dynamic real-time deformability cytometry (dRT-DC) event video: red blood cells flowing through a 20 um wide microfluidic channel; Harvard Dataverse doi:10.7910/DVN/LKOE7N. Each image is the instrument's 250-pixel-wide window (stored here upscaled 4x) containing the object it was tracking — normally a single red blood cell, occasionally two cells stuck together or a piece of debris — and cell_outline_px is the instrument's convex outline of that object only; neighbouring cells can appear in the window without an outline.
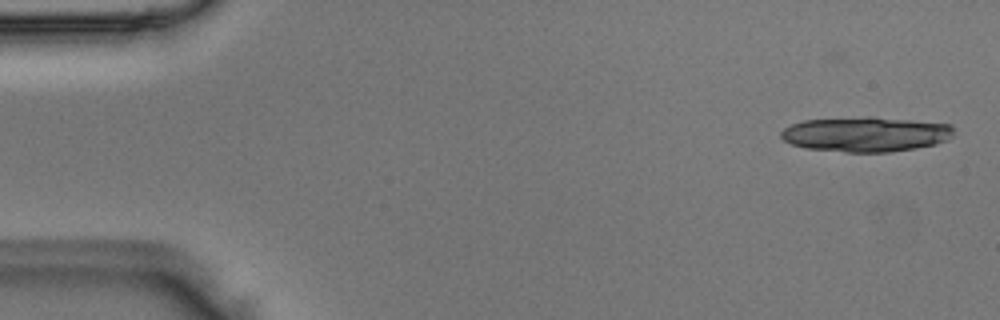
{"species": "Egyptian fruit bat (a non-hibernating species)", "species_latin": "Rousettus aegyptiacus", "temperature_condition": "room temperature", "stored_images_in_passage": 24, "camera_frame_rate_fps": 3000, "um_per_image_px": 0.085, "animal": {"sex": "male"}, "frame": {"image": 1, "passage_image": 2, "time_ms": 0.333, "image_size_px": [1000, 320], "cell_outline_px": [[952, 136], [948, 140], [936, 144], [916, 148], [888, 152], [844, 152], [804, 148], [792, 144], [784, 140], [780, 136], [780, 132], [784, 128], [792, 124], [804, 120], [864, 116], [872, 116], [952, 124]], "centroid_in_image_um": [73.58, 11.4], "position_along_channel_um": 11.4, "area_um2": 35.43}}
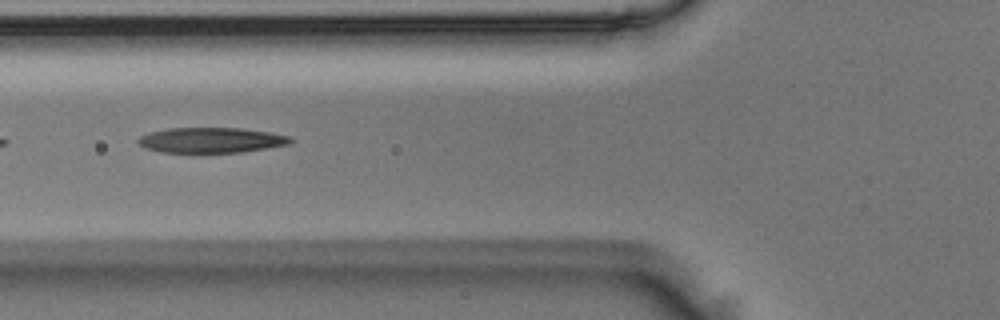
{"frame": {"image": 2, "passage_image": 19, "time_ms": 6.0, "image_size_px": [1000, 320], "cell_outline_px": [[296, 140], [292, 144], [244, 152], [160, 152], [144, 148], [136, 140], [140, 136], [148, 132], [168, 128], [240, 128], [272, 132], [292, 136]], "centroid_in_image_um": [18.02, 11.91], "position_along_channel_um": 107.8, "area_um2": 22.83}}
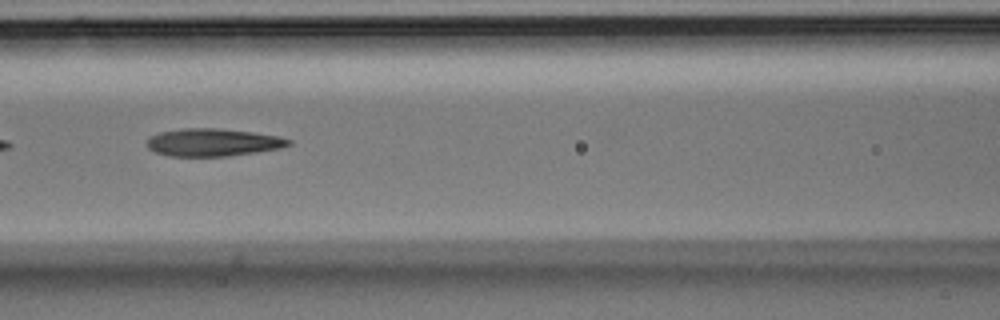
{"frame": {"image": 3, "passage_image": 22, "time_ms": 7.0, "image_size_px": [1000, 320], "cell_outline_px": [[292, 144], [280, 148], [256, 152], [228, 156], [168, 156], [156, 152], [148, 148], [144, 144], [148, 136], [160, 132], [184, 128], [220, 128], [252, 132], [280, 136], [292, 140]], "centroid_in_image_um": [18.07, 12.1], "position_along_channel_um": 148.5, "area_um2": 23.06}}